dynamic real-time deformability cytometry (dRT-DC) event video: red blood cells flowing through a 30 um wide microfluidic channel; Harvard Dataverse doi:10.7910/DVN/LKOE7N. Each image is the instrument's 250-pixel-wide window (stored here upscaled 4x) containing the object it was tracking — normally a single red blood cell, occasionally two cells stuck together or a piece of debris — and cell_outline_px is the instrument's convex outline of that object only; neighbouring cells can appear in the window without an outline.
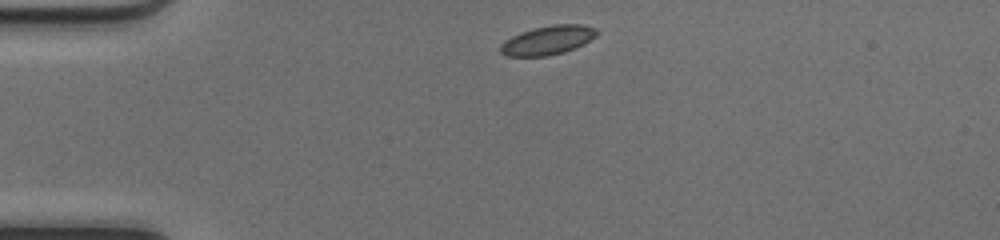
{"species": "common noctule bat (a hibernating species)", "species_latin": "Nyctalus noctula", "temperature_condition": "cold", "stored_images_in_passage": 39, "camera_frame_rate_fps": 3000, "um_per_image_px": 0.085, "animal": {"sex": "female", "body_mass_g": 17.0, "forearm_length_mm": 48.0}, "frame": {"image": 1, "passage_image": 1, "time_ms": 0.0, "image_size_px": [1000, 240], "cell_outline_px": [[600, 32], [596, 36], [584, 44], [564, 52], [548, 56], [504, 56], [500, 52], [500, 44], [504, 40], [520, 32], [552, 24], [580, 24], [596, 28]], "centroid_in_image_um": [46.56, 3.42], "position_along_channel_um": 38.4, "area_um2": 16.42}}
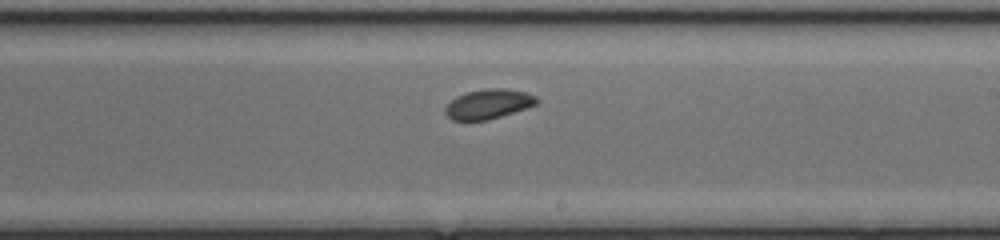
{"frame": {"image": 2, "passage_image": 19, "time_ms": 6.0, "image_size_px": [1000, 240], "cell_outline_px": [[540, 100], [536, 104], [488, 120], [452, 120], [444, 112], [444, 108], [456, 96], [468, 92], [488, 88], [500, 88], [524, 92], [536, 96]], "centroid_in_image_um": [41.49, 8.84], "position_along_channel_um": 247.5, "area_um2": 15.49}}
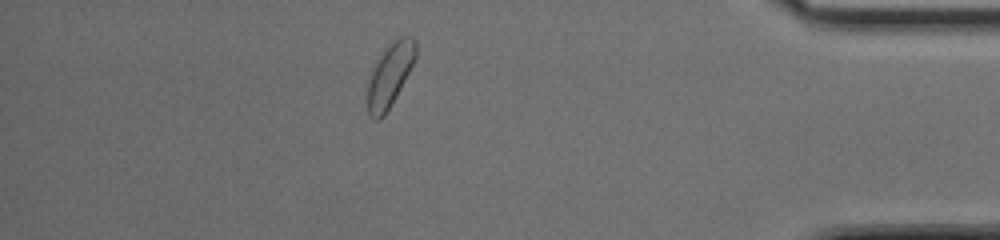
{"frame": {"image": 3, "passage_image": 33, "time_ms": 10.667, "image_size_px": [1000, 240], "cell_outline_px": [[416, 56], [396, 96], [384, 116], [380, 120], [372, 120], [368, 116], [368, 80], [372, 68], [380, 56], [400, 36], [412, 36], [416, 40]], "centroid_in_image_um": [33.12, 6.43], "position_along_channel_um": 402.1, "area_um2": 17.34}, "authors_computed_cell_mechanics": {"area_um2": 16.3574, "velocity_mm_per_s": 4.1512, "shape_relaxation_time_tau1_ms": 1.5413, "shape_relaxation_time_tau2_ms": null, "deformation_change_tau1": 0.0364, "deformation_change_tau2": null}}